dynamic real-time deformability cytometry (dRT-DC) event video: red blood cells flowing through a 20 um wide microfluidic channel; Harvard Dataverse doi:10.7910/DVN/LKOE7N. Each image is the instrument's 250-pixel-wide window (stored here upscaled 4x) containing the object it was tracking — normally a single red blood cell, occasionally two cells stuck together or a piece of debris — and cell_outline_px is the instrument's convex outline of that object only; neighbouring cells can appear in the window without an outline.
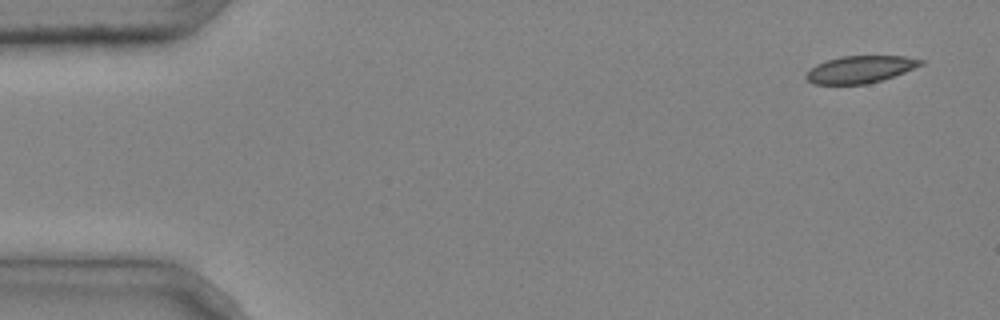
{"species": "common noctule bat (a hibernating species)", "species_latin": "Nyctalus noctula", "temperature_condition": "cold", "stored_images_in_passage": 4, "camera_frame_rate_fps": 3000, "um_per_image_px": 0.085, "animal": {"sex": "male", "body_mass_g": 20.4}, "frame": {"image": 1, "passage_image": 1, "time_ms": 0.0, "image_size_px": [1000, 320], "cell_outline_px": [[924, 64], [904, 72], [868, 84], [812, 84], [804, 76], [816, 64], [828, 60], [844, 56], [904, 56], [924, 60]], "centroid_in_image_um": [73.12, 5.9], "position_along_channel_um": 11.9, "area_um2": 17.92}}
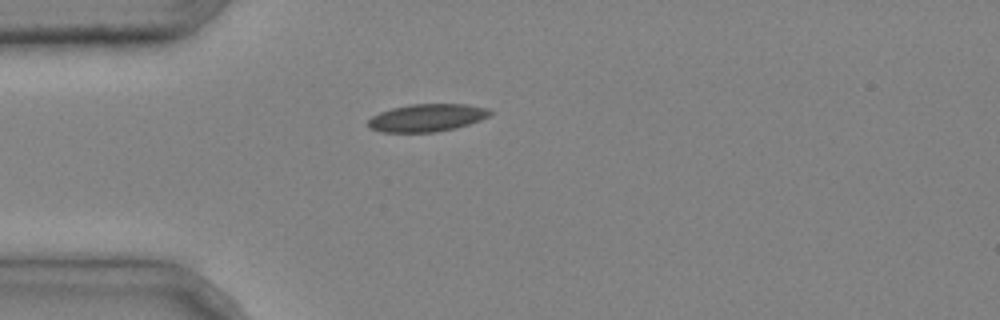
{"frame": {"image": 2, "passage_image": 4, "time_ms": 1.0, "image_size_px": [1000, 320], "cell_outline_px": [[492, 112], [488, 116], [480, 120], [456, 128], [436, 132], [380, 132], [368, 128], [368, 120], [372, 116], [380, 112], [392, 108], [408, 104], [464, 104], [488, 108]], "centroid_in_image_um": [36.26, 10.01], "position_along_channel_um": 48.7, "area_um2": 19.65}}